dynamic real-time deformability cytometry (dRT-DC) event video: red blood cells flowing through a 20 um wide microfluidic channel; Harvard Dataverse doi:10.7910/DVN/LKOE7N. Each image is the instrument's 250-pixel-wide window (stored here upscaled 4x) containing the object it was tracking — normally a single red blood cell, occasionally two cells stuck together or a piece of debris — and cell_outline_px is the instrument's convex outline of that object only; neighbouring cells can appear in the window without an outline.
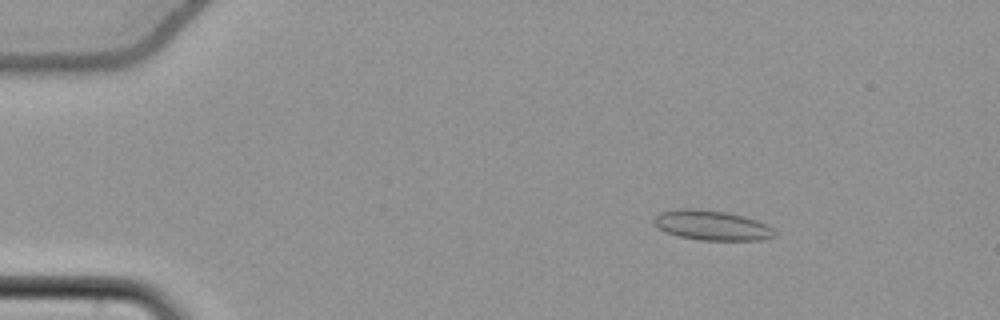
{"species": "common noctule bat (a hibernating species)", "species_latin": "Nyctalus noctula", "temperature_condition": "cold", "stored_images_in_passage": 56, "camera_frame_rate_fps": 3000, "um_per_image_px": 0.085, "animal": {"sex": "female", "body_mass_g": 22.7, "forearm_length_mm": 54.2}, "frame": {"image": 1, "passage_image": 9, "time_ms": 2.667, "image_size_px": [1000, 320], "cell_outline_px": [[776, 236], [760, 240], [700, 240], [680, 236], [668, 232], [660, 228], [652, 220], [660, 212], [684, 208], [692, 208], [728, 212], [744, 216], [756, 220], [772, 228], [776, 232]], "centroid_in_image_um": [60.53, 19.15], "position_along_channel_um": 24.5, "area_um2": 20.75}}
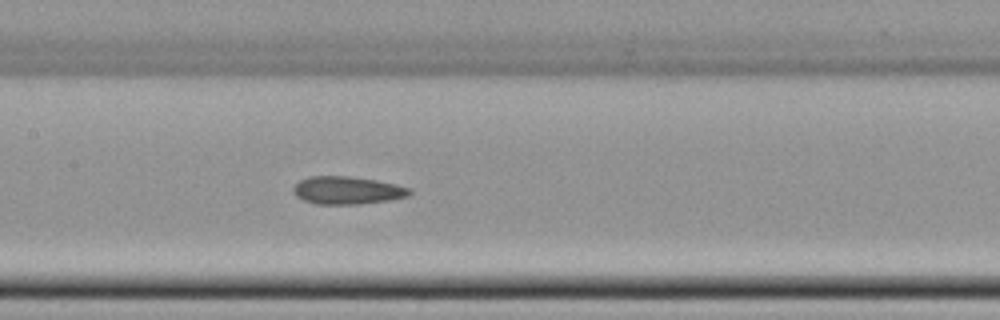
{"frame": {"image": 2, "passage_image": 28, "time_ms": 9.0, "image_size_px": [1000, 320], "cell_outline_px": [[412, 192], [408, 196], [388, 200], [360, 204], [316, 204], [304, 200], [296, 196], [292, 192], [292, 188], [300, 180], [308, 176], [348, 176], [376, 180], [396, 184], [412, 188]], "centroid_in_image_um": [29.51, 16.17], "position_along_channel_um": 177.9, "area_um2": 18.9}}
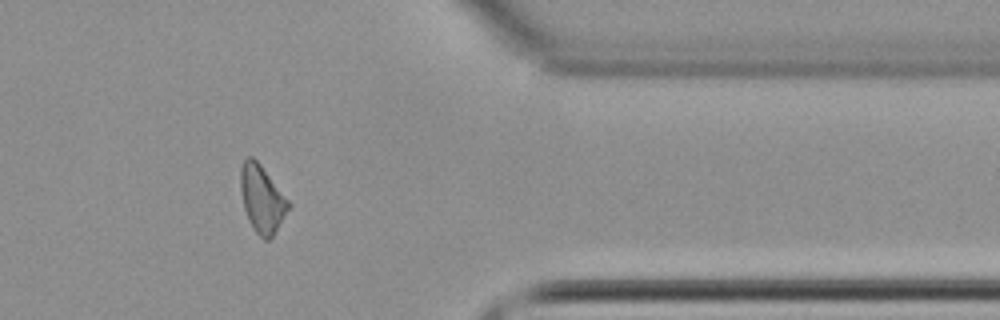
{"frame": {"image": 3, "passage_image": 46, "time_ms": 15.0, "image_size_px": [1000, 320], "cell_outline_px": [[292, 204], [272, 236], [268, 240], [264, 240], [252, 228], [248, 220], [244, 208], [240, 188], [240, 168], [244, 160], [248, 156], [252, 156], [260, 164]], "centroid_in_image_um": [22.26, 16.9], "position_along_channel_um": 389.1, "area_um2": 18.67}, "authors_computed_cell_mechanics": {"area_um2": 18.8717, "velocity_mm_per_s": 3.8074, "shape_relaxation_time_tau1_ms": null, "shape_relaxation_time_tau2_ms": 5.4745, "deformation_change_tau1": null, "deformation_change_tau2": 0.1434}}